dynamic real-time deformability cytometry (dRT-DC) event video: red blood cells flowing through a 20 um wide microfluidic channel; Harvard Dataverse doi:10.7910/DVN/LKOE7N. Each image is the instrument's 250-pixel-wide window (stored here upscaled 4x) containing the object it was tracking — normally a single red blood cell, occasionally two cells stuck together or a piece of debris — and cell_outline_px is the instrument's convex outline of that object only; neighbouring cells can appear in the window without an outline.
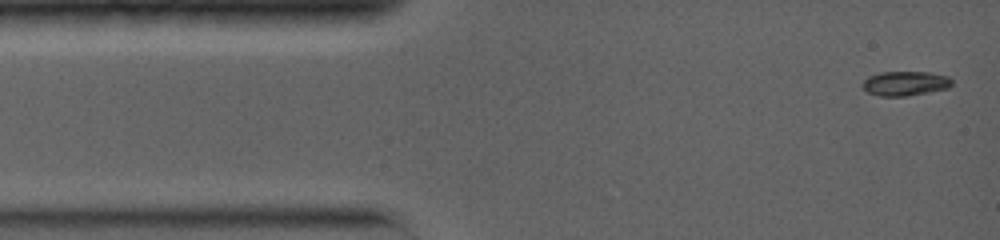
{"species": "common noctule bat (a hibernating species)", "species_latin": "Nyctalus noctula", "temperature_condition": "warm", "stored_images_in_passage": 3, "camera_frame_rate_fps": 5000, "um_per_image_px": 0.085, "animal": {"sex": "female", "body_mass_g": 19.0, "forearm_length_mm": 56.7}, "frame": {"image": 1, "passage_image": 1, "time_ms": 0.0, "image_size_px": [1000, 240], "cell_outline_px": [[952, 84], [948, 88], [908, 96], [880, 96], [868, 92], [860, 84], [868, 76], [880, 72], [928, 72], [948, 76], [952, 80]], "centroid_in_image_um": [76.93, 7.09], "position_along_channel_um": 8.1, "area_um2": 12.77}}
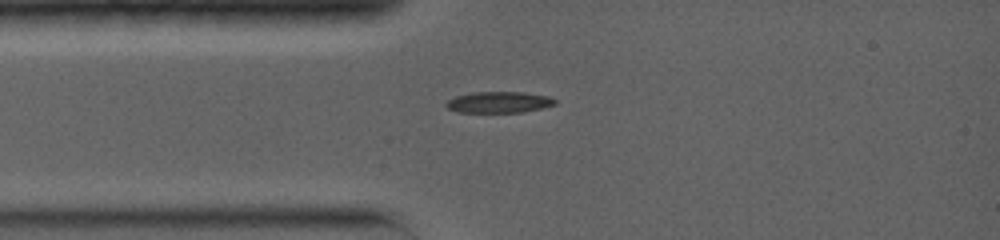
{"frame": {"image": 2, "passage_image": 3, "time_ms": 2.6, "image_size_px": [1000, 240], "cell_outline_px": [[556, 104], [540, 108], [520, 112], [460, 112], [448, 108], [444, 104], [448, 100], [456, 96], [472, 92], [524, 92], [548, 96], [556, 100]], "centroid_in_image_um": [42.39, 8.68], "position_along_channel_um": 42.6, "area_um2": 13.29}}